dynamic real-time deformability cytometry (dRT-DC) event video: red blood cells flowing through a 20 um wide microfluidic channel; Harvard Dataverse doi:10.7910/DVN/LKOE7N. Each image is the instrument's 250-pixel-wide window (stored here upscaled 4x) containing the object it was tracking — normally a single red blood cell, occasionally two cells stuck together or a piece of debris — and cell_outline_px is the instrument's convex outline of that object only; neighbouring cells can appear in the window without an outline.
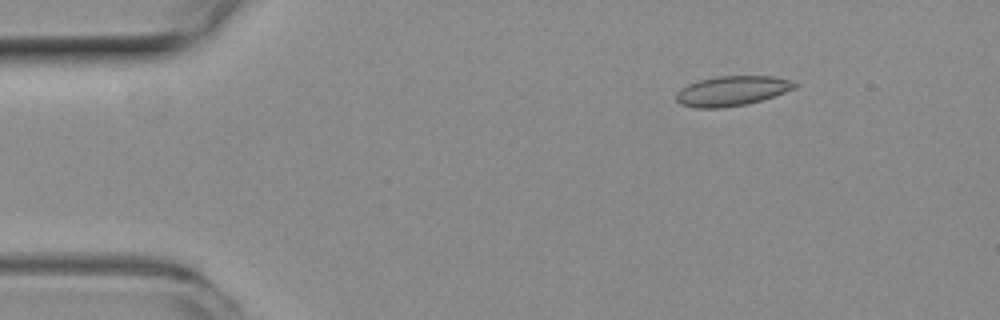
{"species": "common noctule bat (a hibernating species)", "species_latin": "Nyctalus noctula", "temperature_condition": "room temperature", "stored_images_in_passage": 47, "camera_frame_rate_fps": 3000, "um_per_image_px": 0.085, "animal": {"sex": "female", "body_mass_g": 19.3, "forearm_length_mm": 54.1}, "frame": {"image": 1, "passage_image": 2, "time_ms": 0.333, "image_size_px": [1000, 320], "cell_outline_px": [[796, 88], [748, 104], [720, 108], [696, 108], [680, 104], [676, 100], [676, 92], [680, 88], [688, 84], [700, 80], [716, 76], [772, 76], [788, 80], [796, 84]], "centroid_in_image_um": [62.15, 7.73], "position_along_channel_um": 22.8, "area_um2": 20.46}}
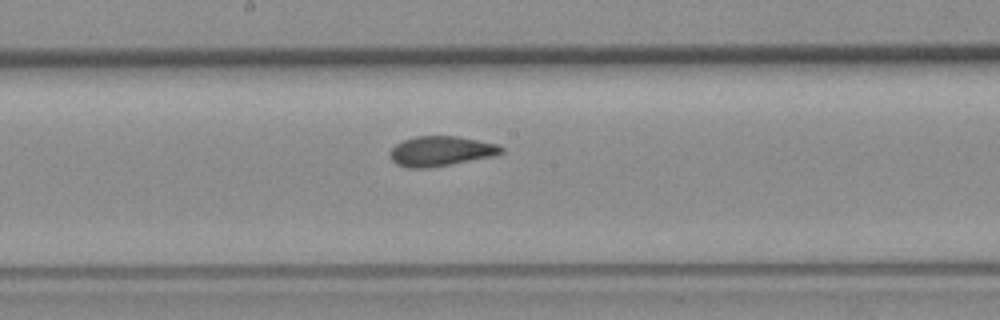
{"frame": {"image": 2, "passage_image": 22, "time_ms": 7.0, "image_size_px": [1000, 320], "cell_outline_px": [[504, 152], [496, 156], [428, 168], [408, 168], [396, 164], [392, 160], [392, 148], [396, 144], [404, 140], [416, 136], [456, 136], [500, 144], [504, 148]], "centroid_in_image_um": [37.54, 12.85], "position_along_channel_um": 210.7, "area_um2": 19.42}}
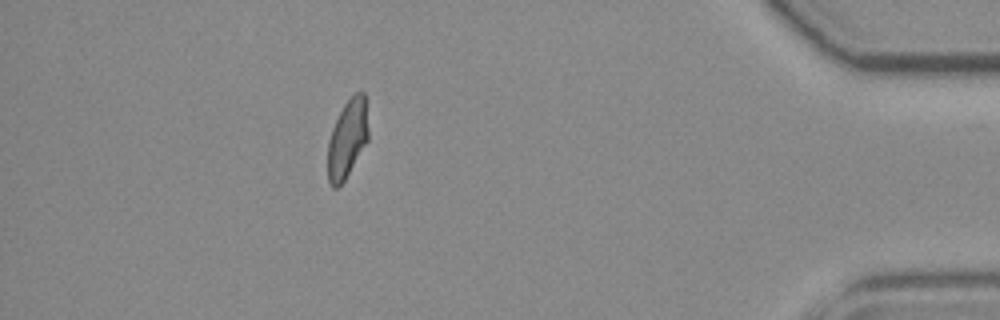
{"frame": {"image": 3, "passage_image": 41, "time_ms": 13.333, "image_size_px": [1000, 320], "cell_outline_px": [[368, 140], [344, 180], [336, 188], [332, 188], [328, 180], [328, 140], [332, 128], [344, 104], [356, 92], [364, 92], [368, 132]], "centroid_in_image_um": [29.51, 11.8], "position_along_channel_um": 405.7, "area_um2": 18.15}, "authors_computed_cell_mechanics": {"area_um2": 19.4786, "velocity_mm_per_s": 3.9426, "shape_relaxation_time_tau1_ms": 5.8927, "shape_relaxation_time_tau2_ms": 1.1456, "deformation_change_tau1": 0.1591, "deformation_change_tau2": 0.0591}}